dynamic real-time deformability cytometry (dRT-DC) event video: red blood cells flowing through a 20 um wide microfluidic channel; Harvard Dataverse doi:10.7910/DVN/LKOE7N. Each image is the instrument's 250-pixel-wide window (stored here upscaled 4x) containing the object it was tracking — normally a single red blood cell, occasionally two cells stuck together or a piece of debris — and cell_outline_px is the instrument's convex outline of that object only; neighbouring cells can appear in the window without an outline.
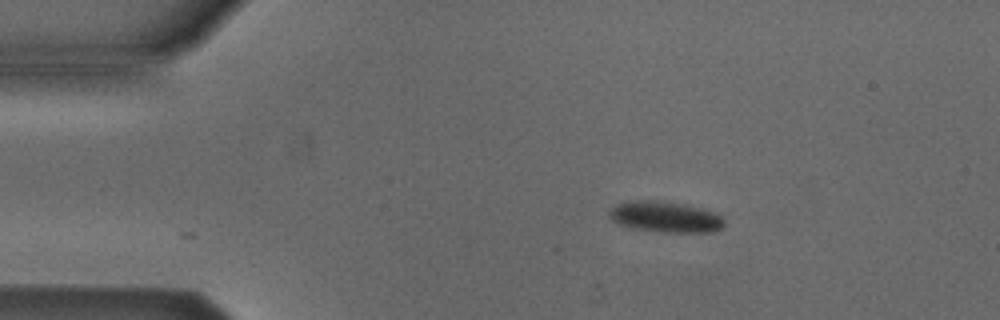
{"species": "Egyptian fruit bat (a non-hibernating species)", "species_latin": "Rousettus aegyptiacus", "temperature_condition": "cold", "stored_images_in_passage": 2, "camera_frame_rate_fps": 3000, "um_per_image_px": 0.085, "animal": {"sex": "male"}, "frame": {"image": 1, "passage_image": 2, "time_ms": 1.0, "image_size_px": [1000, 320], "cell_outline_px": [[724, 224], [720, 228], [712, 232], [656, 232], [632, 228], [616, 224], [608, 216], [608, 212], [616, 204], [632, 200], [656, 200], [684, 204], [712, 212], [720, 216], [724, 220]], "centroid_in_image_um": [56.48, 18.44], "position_along_channel_um": 28.5, "area_um2": 20.75}}